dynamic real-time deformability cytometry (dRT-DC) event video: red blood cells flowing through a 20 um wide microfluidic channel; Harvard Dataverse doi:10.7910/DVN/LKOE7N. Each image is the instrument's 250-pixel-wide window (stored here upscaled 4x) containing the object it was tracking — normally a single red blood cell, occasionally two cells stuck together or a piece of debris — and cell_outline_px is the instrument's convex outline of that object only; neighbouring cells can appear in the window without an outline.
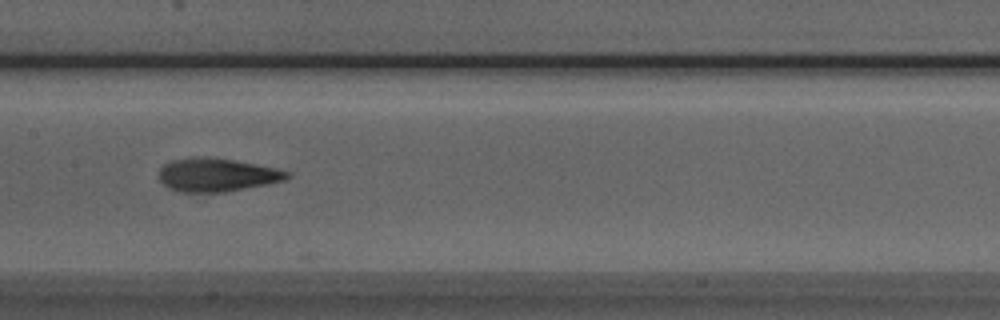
{"species": "Egyptian fruit bat (a non-hibernating species)", "species_latin": "Rousettus aegyptiacus", "temperature_condition": "room temperature", "stored_images_in_passage": 18, "camera_frame_rate_fps": 3000, "um_per_image_px": 0.085, "animal": {"sex": "male"}, "frame": {"image": 1, "passage_image": 14, "time_ms": 4.333, "image_size_px": [1000, 320], "cell_outline_px": [[292, 176], [284, 180], [268, 184], [224, 192], [180, 192], [164, 184], [160, 180], [160, 168], [164, 164], [172, 160], [192, 156], [204, 156], [232, 160], [256, 164], [276, 168], [292, 172]], "centroid_in_image_um": [18.47, 14.85], "position_along_channel_um": 188.9, "area_um2": 24.91}}
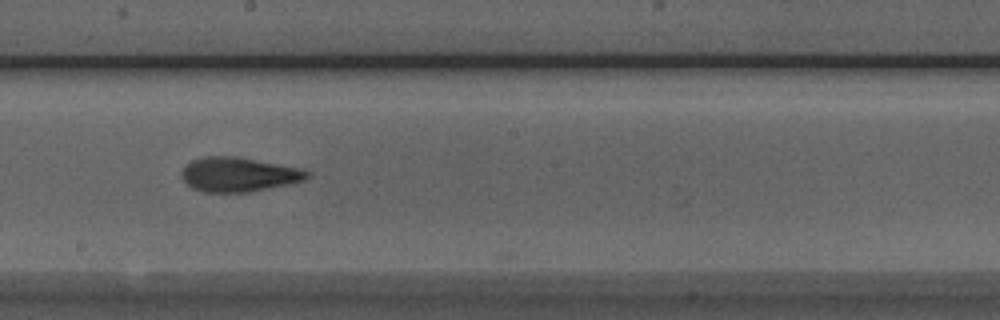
{"frame": {"image": 2, "passage_image": 17, "time_ms": 5.333, "image_size_px": [1000, 320], "cell_outline_px": [[312, 176], [304, 180], [288, 184], [248, 192], [204, 192], [192, 188], [180, 176], [180, 172], [192, 160], [204, 156], [236, 156], [300, 168], [312, 172]], "centroid_in_image_um": [20.29, 14.83], "position_along_channel_um": 227.9, "area_um2": 25.14}}